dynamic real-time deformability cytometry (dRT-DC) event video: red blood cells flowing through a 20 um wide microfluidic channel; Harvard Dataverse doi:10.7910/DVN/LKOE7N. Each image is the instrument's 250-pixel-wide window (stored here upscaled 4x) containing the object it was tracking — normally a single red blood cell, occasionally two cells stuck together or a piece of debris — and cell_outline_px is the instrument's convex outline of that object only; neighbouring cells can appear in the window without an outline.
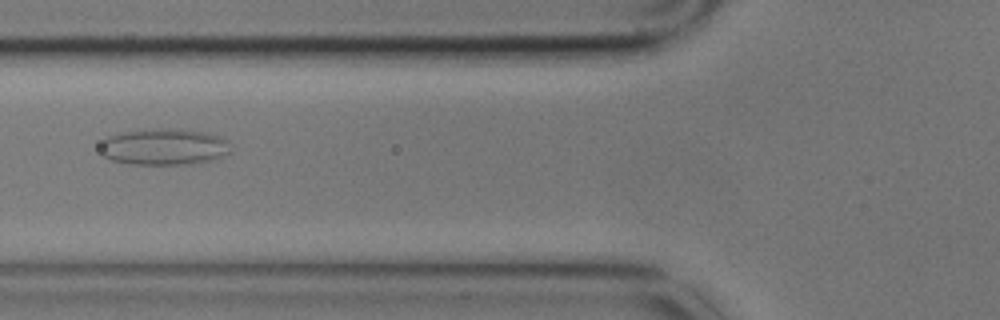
{"species": "common noctule bat (a hibernating species)", "species_latin": "Nyctalus noctula", "temperature_condition": "cold", "stored_images_in_passage": 7, "camera_frame_rate_fps": 3000, "um_per_image_px": 0.085, "animal": {"sex": "male", "body_mass_g": 17.9}, "frame": {"image": 1, "passage_image": 4, "time_ms": 1.0, "image_size_px": [1000, 320], "cell_outline_px": [[232, 152], [208, 160], [192, 164], [128, 164], [112, 160], [104, 156], [100, 144], [108, 136], [124, 132], [160, 128], [180, 128], [208, 132], [220, 136], [228, 140]], "centroid_in_image_um": [13.99, 12.46], "position_along_channel_um": 111.8, "area_um2": 27.8}}
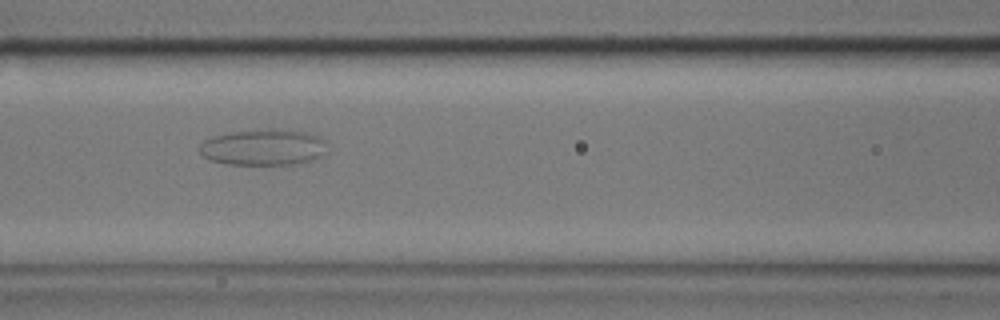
{"frame": {"image": 2, "passage_image": 5, "time_ms": 1.333, "image_size_px": [1000, 320], "cell_outline_px": [[328, 152], [312, 160], [296, 164], [228, 164], [208, 160], [200, 156], [200, 144], [204, 140], [212, 136], [232, 132], [268, 128], [272, 128], [304, 132], [320, 136], [328, 140]], "centroid_in_image_um": [22.43, 12.51], "position_along_channel_um": 144.2, "area_um2": 27.4}}